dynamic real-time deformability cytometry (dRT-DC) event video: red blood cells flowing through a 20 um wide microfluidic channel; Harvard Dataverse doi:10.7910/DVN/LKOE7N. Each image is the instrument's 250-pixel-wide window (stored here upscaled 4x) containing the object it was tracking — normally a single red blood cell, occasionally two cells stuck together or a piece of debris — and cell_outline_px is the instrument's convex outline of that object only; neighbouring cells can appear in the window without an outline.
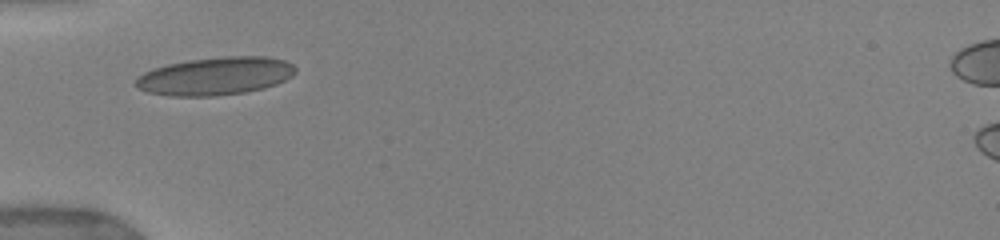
{"species": "human", "species_latin": "Homo sapiens", "temperature_condition": "warm", "stored_images_in_passage": 4, "camera_frame_rate_fps": 3000, "um_per_image_px": 0.085, "donor": {"sex": "female"}, "frame": {"image": 1, "passage_image": 1, "time_ms": 0.0, "image_size_px": [1000, 240], "cell_outline_px": [[296, 72], [292, 76], [276, 84], [264, 88], [244, 92], [216, 96], [172, 96], [148, 92], [140, 88], [136, 84], [136, 80], [144, 72], [168, 64], [188, 60], [224, 56], [264, 56], [284, 60], [292, 64], [296, 68]], "centroid_in_image_um": [18.35, 6.46], "position_along_channel_um": 66.7, "area_um2": 35.08}}